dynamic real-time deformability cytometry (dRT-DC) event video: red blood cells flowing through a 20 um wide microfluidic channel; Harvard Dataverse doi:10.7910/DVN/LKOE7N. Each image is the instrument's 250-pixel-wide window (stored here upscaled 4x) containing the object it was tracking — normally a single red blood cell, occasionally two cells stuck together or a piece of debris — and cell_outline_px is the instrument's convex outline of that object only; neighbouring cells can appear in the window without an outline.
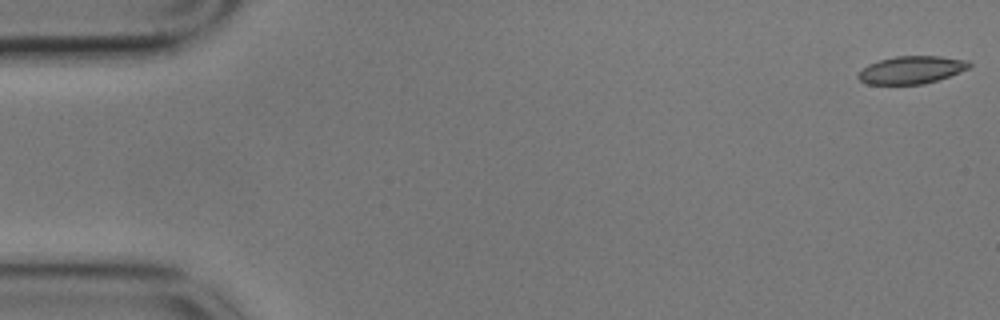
{"species": "common noctule bat (a hibernating species)", "species_latin": "Nyctalus noctula", "temperature_condition": "cold", "stored_images_in_passage": 9, "camera_frame_rate_fps": 3000, "um_per_image_px": 0.085, "animal": {"sex": "male", "body_mass_g": 17.9}, "frame": {"image": 1, "passage_image": 1, "time_ms": 0.0, "image_size_px": [1000, 320], "cell_outline_px": [[972, 64], [968, 68], [960, 72], [924, 84], [868, 84], [860, 80], [856, 76], [868, 64], [880, 60], [896, 56], [940, 56], [968, 60]], "centroid_in_image_um": [77.48, 5.93], "position_along_channel_um": 7.5, "area_um2": 17.74}}